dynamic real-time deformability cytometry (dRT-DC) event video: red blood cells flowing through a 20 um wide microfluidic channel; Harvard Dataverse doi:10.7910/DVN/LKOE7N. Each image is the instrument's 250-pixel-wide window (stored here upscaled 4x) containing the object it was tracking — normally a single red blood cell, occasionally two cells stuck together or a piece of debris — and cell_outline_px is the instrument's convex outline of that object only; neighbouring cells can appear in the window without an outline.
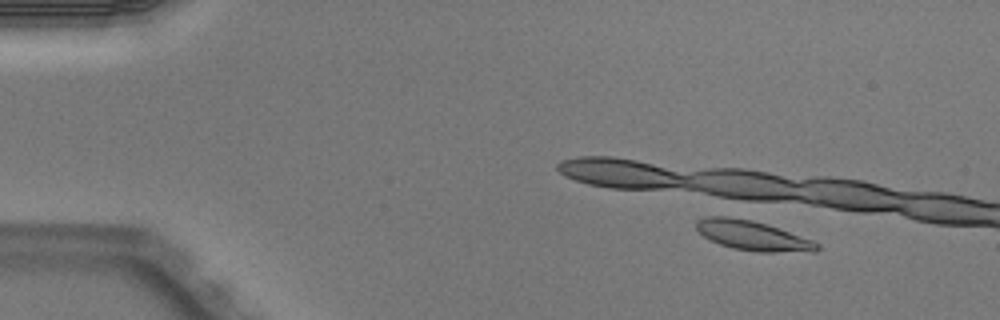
{"species": "Egyptian fruit bat (a non-hibernating species)", "species_latin": "Rousettus aegyptiacus", "temperature_condition": "warm", "stored_images_in_passage": 4, "camera_frame_rate_fps": 3000, "um_per_image_px": 0.085, "animal": {"sex": "male"}, "frame": {"image": 1, "passage_image": 1, "time_ms": 0.0, "image_size_px": [1000, 320], "cell_outline_px": [[820, 248], [816, 252], [760, 252], [732, 248], [720, 244], [704, 236], [696, 228], [696, 220], [716, 212], [720, 212], [744, 216], [768, 224], [812, 240], [820, 244]], "centroid_in_image_um": [63.92, 19.95], "position_along_channel_um": 21.1, "area_um2": 21.91}}